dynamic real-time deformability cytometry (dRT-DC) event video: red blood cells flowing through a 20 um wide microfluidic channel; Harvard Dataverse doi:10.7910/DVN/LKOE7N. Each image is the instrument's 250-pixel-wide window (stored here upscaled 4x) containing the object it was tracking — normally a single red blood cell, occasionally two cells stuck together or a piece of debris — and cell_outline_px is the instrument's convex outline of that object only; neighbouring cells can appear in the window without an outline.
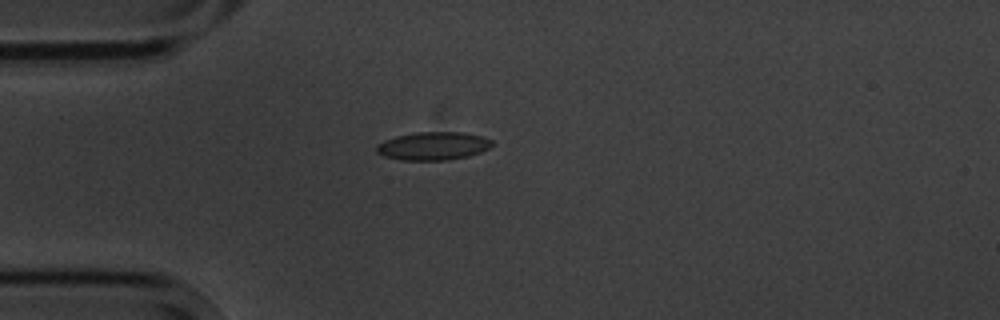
{"species": "common noctule bat (a hibernating species)", "species_latin": "Nyctalus noctula", "temperature_condition": "cold", "stored_images_in_passage": 1, "camera_frame_rate_fps": 3000, "um_per_image_px": 0.085, "animal": {"sex": "male", "body_mass_g": 20.1, "forearm_length_mm": 53.5}, "frame": {"image": 1, "passage_image": 1, "time_ms": 0.0, "image_size_px": [1000, 320], "cell_outline_px": [[492, 144], [488, 148], [480, 152], [468, 156], [448, 160], [400, 160], [384, 156], [376, 152], [376, 144], [384, 140], [396, 136], [416, 132], [464, 132], [480, 136], [492, 140]], "centroid_in_image_um": [36.78, 12.41], "position_along_channel_um": 48.2, "area_um2": 18.96}}